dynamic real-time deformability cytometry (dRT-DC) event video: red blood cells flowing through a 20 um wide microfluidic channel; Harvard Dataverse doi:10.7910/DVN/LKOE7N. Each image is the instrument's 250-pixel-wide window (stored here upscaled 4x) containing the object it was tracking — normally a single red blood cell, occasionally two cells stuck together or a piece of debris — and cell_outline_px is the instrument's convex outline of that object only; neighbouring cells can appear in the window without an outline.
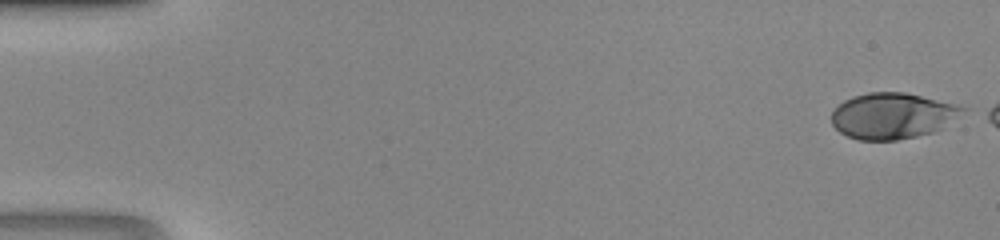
{"species": "human", "species_latin": "Homo sapiens", "temperature_condition": "room temperature", "stored_images_in_passage": 7, "camera_frame_rate_fps": 3000, "um_per_image_px": 0.085, "donor": {"sex": "male"}, "frame": {"image": 1, "passage_image": 1, "time_ms": 0.0, "image_size_px": [1000, 240], "cell_outline_px": [[972, 108], [940, 128], [932, 132], [916, 136], [896, 140], [860, 140], [848, 136], [840, 132], [832, 124], [832, 112], [844, 100], [852, 96], [868, 92], [904, 92]], "centroid_in_image_um": [75.87, 9.83], "position_along_channel_um": 9.1, "area_um2": 34.97}}